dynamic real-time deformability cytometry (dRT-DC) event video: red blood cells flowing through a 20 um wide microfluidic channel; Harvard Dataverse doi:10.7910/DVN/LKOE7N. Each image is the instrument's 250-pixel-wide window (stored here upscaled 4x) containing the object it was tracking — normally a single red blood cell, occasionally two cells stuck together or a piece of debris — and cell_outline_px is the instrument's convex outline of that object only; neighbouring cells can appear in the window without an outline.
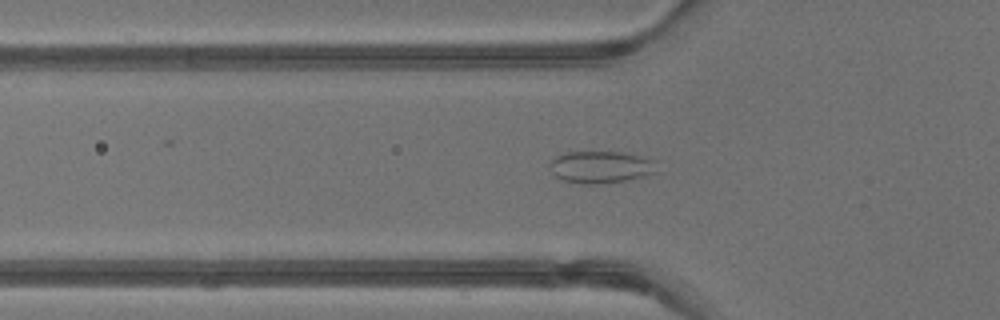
{"species": "common noctule bat (a hibernating species)", "species_latin": "Nyctalus noctula", "temperature_condition": "warm", "stored_images_in_passage": 43, "camera_frame_rate_fps": 3000, "um_per_image_px": 0.085, "animal": {"sex": "male", "body_mass_g": 13.3}, "frame": {"image": 1, "passage_image": 15, "time_ms": 4.667, "image_size_px": [1000, 320], "cell_outline_px": [[656, 172], [628, 180], [596, 184], [580, 184], [560, 180], [548, 168], [548, 164], [556, 156], [568, 152], [624, 152], [656, 160]], "centroid_in_image_um": [51.03, 14.2], "position_along_channel_um": 74.8, "area_um2": 20.17}}
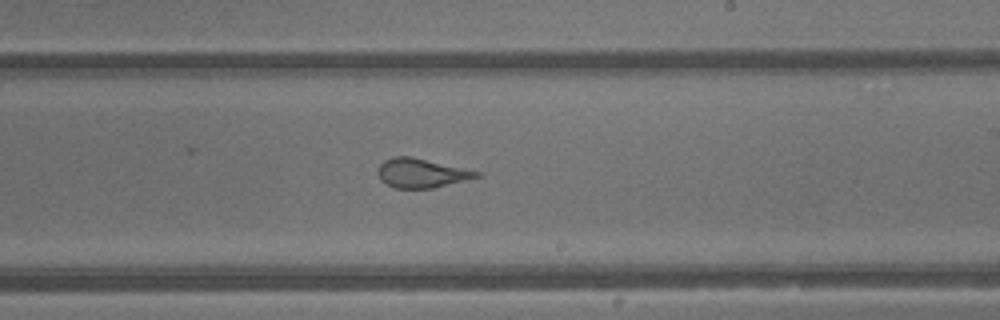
{"frame": {"image": 2, "passage_image": 26, "time_ms": 8.333, "image_size_px": [1000, 320], "cell_outline_px": [[484, 176], [432, 188], [392, 188], [380, 180], [376, 172], [380, 164], [384, 160], [392, 156], [412, 156], [480, 172]], "centroid_in_image_um": [35.79, 14.71], "position_along_channel_um": 253.2, "area_um2": 16.94}}
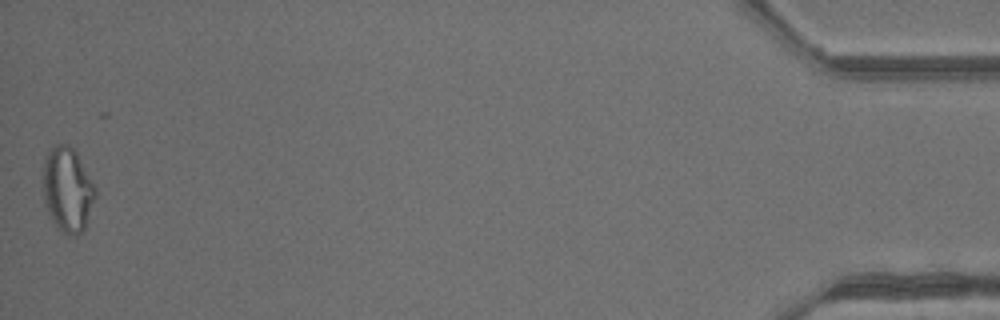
{"frame": {"image": 3, "passage_image": 43, "time_ms": 14.0, "image_size_px": [1000, 320], "cell_outline_px": [[96, 196], [84, 232], [76, 236], [68, 236], [56, 224], [48, 212], [44, 204], [40, 188], [44, 156], [56, 144], [68, 144], [76, 148], [96, 188]], "centroid_in_image_um": [5.72, 16.08], "position_along_channel_um": 429.5, "area_um2": 26.76}, "authors_computed_cell_mechanics": {"area_um2": 20.808, "velocity_mm_per_s": 4.857, "shape_relaxation_time_tau1_ms": null, "shape_relaxation_time_tau2_ms": 0.4892, "deformation_change_tau1": null, "deformation_change_tau2": 0.0876}}